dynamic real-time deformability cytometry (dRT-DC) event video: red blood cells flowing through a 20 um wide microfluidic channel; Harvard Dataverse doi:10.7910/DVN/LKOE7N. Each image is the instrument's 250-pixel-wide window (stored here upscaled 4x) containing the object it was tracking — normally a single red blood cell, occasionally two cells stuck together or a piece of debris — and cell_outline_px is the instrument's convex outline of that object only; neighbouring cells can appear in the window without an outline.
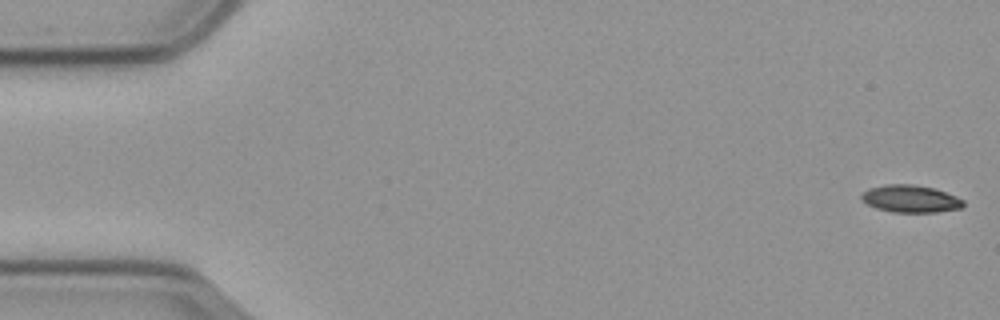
{"species": "common noctule bat (a hibernating species)", "species_latin": "Nyctalus noctula", "temperature_condition": "cold", "stored_images_in_passage": 10, "camera_frame_rate_fps": 3000, "um_per_image_px": 0.085, "animal": {"sex": "male", "body_mass_g": 23.1, "forearm_length_mm": 52.7}, "frame": {"image": 1, "passage_image": 1, "time_ms": 0.0, "image_size_px": [1000, 320], "cell_outline_px": [[964, 204], [960, 208], [936, 212], [892, 212], [876, 208], [868, 204], [860, 196], [868, 188], [888, 184], [908, 184], [932, 188], [956, 196], [964, 200]], "centroid_in_image_um": [77.39, 16.9], "position_along_channel_um": 7.6, "area_um2": 15.95}}